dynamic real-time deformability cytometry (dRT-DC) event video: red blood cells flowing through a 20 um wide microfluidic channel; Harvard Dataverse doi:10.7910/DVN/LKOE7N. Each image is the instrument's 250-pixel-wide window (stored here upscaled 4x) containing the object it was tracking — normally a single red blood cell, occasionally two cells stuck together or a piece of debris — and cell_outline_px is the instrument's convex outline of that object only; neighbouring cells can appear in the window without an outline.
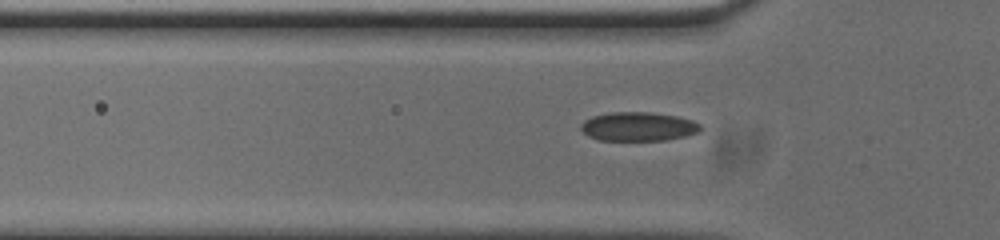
{"species": "common noctule bat (a hibernating species)", "species_latin": "Nyctalus noctula", "temperature_condition": "cold", "stored_images_in_passage": 36, "camera_frame_rate_fps": 3000, "um_per_image_px": 0.085, "animal": {"sex": "male", "body_mass_g": 20.0, "forearm_length_mm": 53.3}, "frame": {"image": 1, "passage_image": 4, "time_ms": 1.0, "image_size_px": [1000, 240], "cell_outline_px": [[704, 128], [700, 132], [688, 136], [668, 140], [600, 140], [588, 136], [580, 128], [580, 124], [584, 120], [592, 116], [608, 112], [652, 112], [676, 116], [692, 120], [700, 124]], "centroid_in_image_um": [54.29, 10.75], "position_along_channel_um": 71.5, "area_um2": 20.46}}
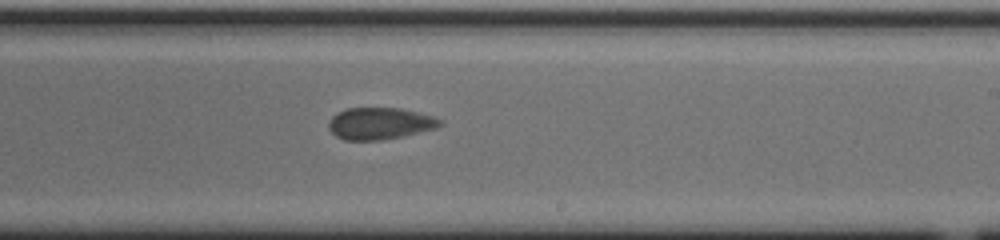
{"frame": {"image": 2, "passage_image": 19, "time_ms": 6.0, "image_size_px": [1000, 240], "cell_outline_px": [[444, 124], [436, 128], [404, 136], [380, 140], [344, 140], [336, 136], [328, 128], [328, 120], [336, 112], [344, 108], [400, 108], [436, 116], [444, 120]], "centroid_in_image_um": [32.31, 10.48], "position_along_channel_um": 256.7, "area_um2": 21.04}}
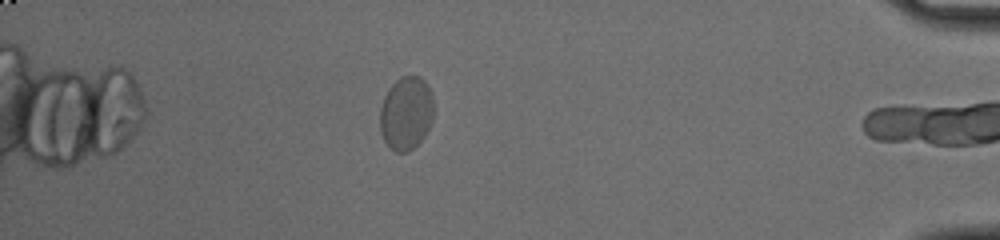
{"frame": {"image": 3, "passage_image": 35, "time_ms": 11.333, "image_size_px": [1000, 240], "cell_outline_px": [[432, 120], [424, 136], [408, 152], [396, 152], [384, 140], [380, 132], [380, 108], [384, 96], [388, 88], [400, 76], [420, 76], [428, 84], [432, 92]], "centroid_in_image_um": [34.51, 9.59], "position_along_channel_um": 400.7, "area_um2": 22.95}}